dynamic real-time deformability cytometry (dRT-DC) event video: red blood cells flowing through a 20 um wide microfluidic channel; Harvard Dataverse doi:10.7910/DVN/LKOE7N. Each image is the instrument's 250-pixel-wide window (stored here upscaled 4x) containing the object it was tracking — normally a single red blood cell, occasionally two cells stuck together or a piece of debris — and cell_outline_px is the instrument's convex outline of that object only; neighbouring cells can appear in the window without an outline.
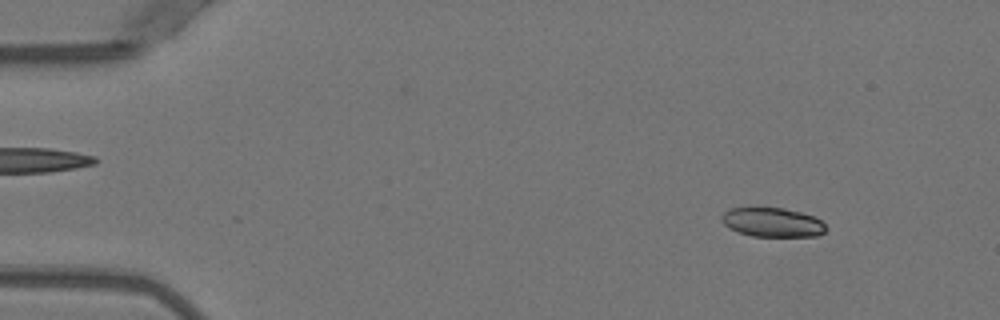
{"species": "Egyptian fruit bat (a non-hibernating species)", "species_latin": "Rousettus aegyptiacus", "temperature_condition": "warm", "stored_images_in_passage": 52, "camera_frame_rate_fps": 3000, "um_per_image_px": 0.085, "animal": {"sex": "female"}, "frame": {"image": 1, "passage_image": 6, "time_ms": 1.667, "image_size_px": [1000, 320], "cell_outline_px": [[828, 228], [824, 232], [816, 236], [752, 236], [736, 232], [728, 228], [720, 220], [720, 216], [724, 212], [732, 208], [756, 204], [784, 208], [800, 212], [812, 216], [820, 220]], "centroid_in_image_um": [65.57, 18.85], "position_along_channel_um": 19.4, "area_um2": 18.5}}
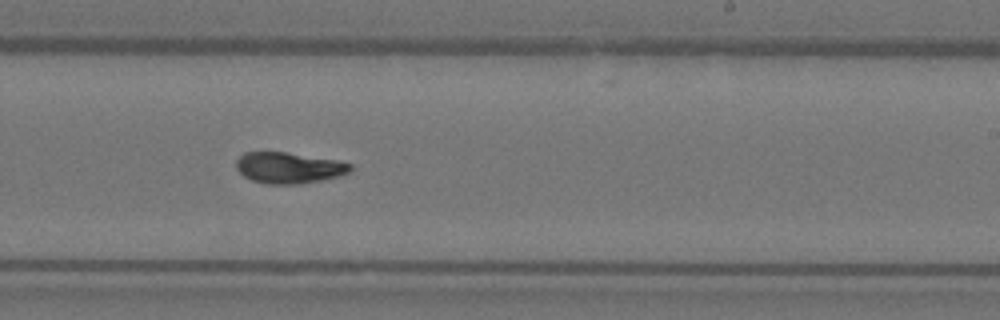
{"frame": {"image": 2, "passage_image": 32, "time_ms": 10.333, "image_size_px": [1000, 320], "cell_outline_px": [[352, 168], [348, 172], [336, 176], [320, 180], [296, 184], [264, 184], [252, 180], [244, 176], [236, 168], [236, 160], [244, 152], [284, 152], [340, 160], [352, 164]], "centroid_in_image_um": [24.53, 14.25], "position_along_channel_um": 264.5, "area_um2": 20.58}}
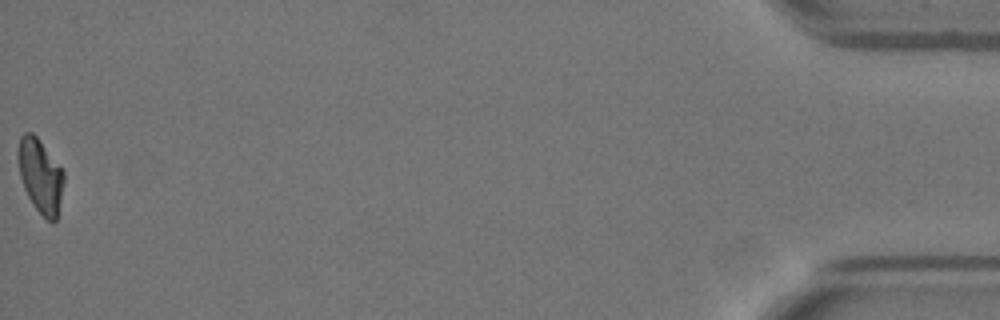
{"frame": {"image": 3, "passage_image": 52, "time_ms": 17.0, "image_size_px": [1000, 320], "cell_outline_px": [[64, 180], [56, 220], [52, 224], [32, 204], [24, 188], [20, 176], [16, 156], [16, 152], [20, 136], [24, 132], [32, 132], [36, 136], [64, 172]], "centroid_in_image_um": [3.39, 14.92], "position_along_channel_um": 431.8, "area_um2": 19.59}, "authors_computed_cell_mechanics": {"area_um2": 20.2589, "velocity_mm_per_s": 3.9513, "shape_relaxation_time_tau1_ms": 5.7764, "shape_relaxation_time_tau2_ms": 1.6978, "deformation_change_tau1": 0.2124, "deformation_change_tau2": 0.0777}}